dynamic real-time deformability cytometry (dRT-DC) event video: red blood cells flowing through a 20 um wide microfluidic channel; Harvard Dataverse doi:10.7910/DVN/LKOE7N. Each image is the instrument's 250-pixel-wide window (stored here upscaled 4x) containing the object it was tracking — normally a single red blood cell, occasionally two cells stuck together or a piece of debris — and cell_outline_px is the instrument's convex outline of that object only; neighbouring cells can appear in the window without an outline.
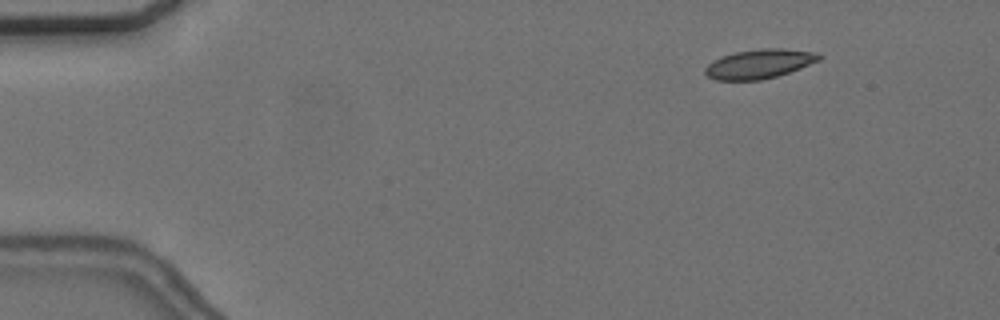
{"species": "common noctule bat (a hibernating species)", "species_latin": "Nyctalus noctula", "temperature_condition": "cold", "stored_images_in_passage": 56, "camera_frame_rate_fps": 3000, "um_per_image_px": 0.085, "animal": {"sex": "female", "body_mass_g": 24.6, "forearm_length_mm": 56.2}, "frame": {"image": 1, "passage_image": 7, "time_ms": 2.0, "image_size_px": [1000, 320], "cell_outline_px": [[824, 56], [820, 60], [800, 68], [776, 76], [760, 80], [716, 80], [708, 76], [704, 72], [704, 68], [712, 60], [720, 56], [736, 52], [764, 48], [780, 48], [820, 52]], "centroid_in_image_um": [64.56, 5.42], "position_along_channel_um": 20.4, "area_um2": 19.54}}
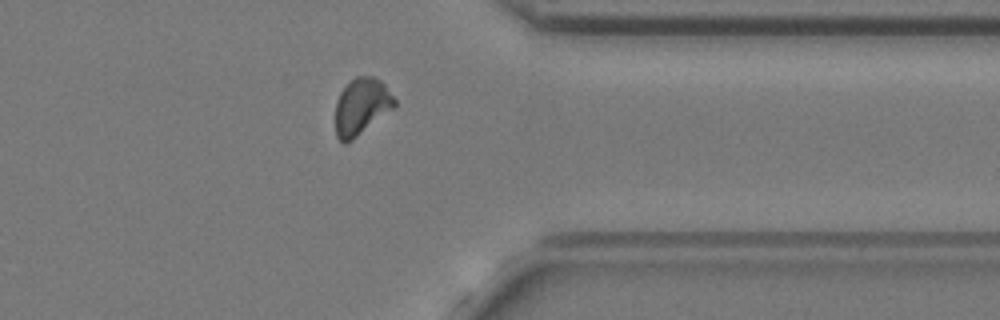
{"frame": {"image": 2, "passage_image": 45, "time_ms": 14.667, "image_size_px": [1000, 320], "cell_outline_px": [[396, 104], [392, 108], [352, 140], [344, 144], [336, 136], [336, 100], [340, 92], [356, 76], [372, 76], [380, 80], [384, 84], [396, 100]], "centroid_in_image_um": [30.7, 9.04], "position_along_channel_um": 380.7, "area_um2": 19.07}}
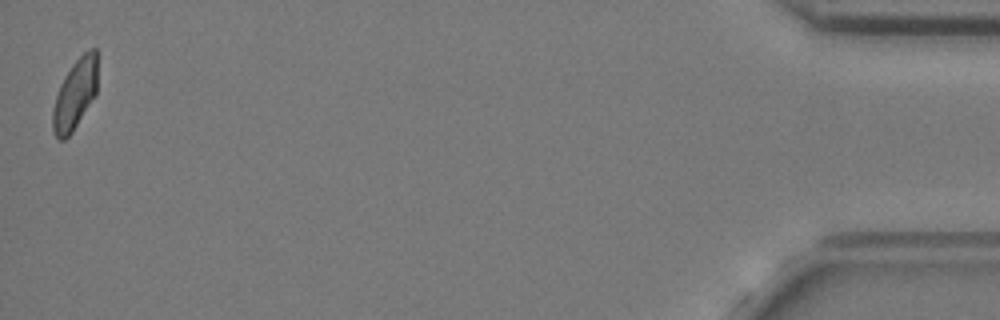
{"frame": {"image": 3, "passage_image": 56, "time_ms": 18.333, "image_size_px": [1000, 320], "cell_outline_px": [[96, 96], [72, 132], [64, 140], [60, 140], [56, 136], [52, 128], [52, 112], [56, 96], [60, 84], [64, 76], [72, 64], [88, 48], [96, 48]], "centroid_in_image_um": [6.37, 8.02], "position_along_channel_um": 428.8, "area_um2": 18.26}, "authors_computed_cell_mechanics": {"area_um2": 19.363, "velocity_mm_per_s": 3.6458, "shape_relaxation_time_tau1_ms": 5.1048, "shape_relaxation_time_tau2_ms": 1.4185, "deformation_change_tau1": 0.0981, "deformation_change_tau2": 0.0427}}